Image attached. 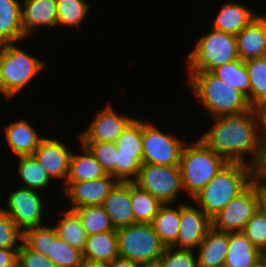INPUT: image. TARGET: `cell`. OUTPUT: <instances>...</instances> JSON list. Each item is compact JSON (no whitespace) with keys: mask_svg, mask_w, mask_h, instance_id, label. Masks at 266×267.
<instances>
[{"mask_svg":"<svg viewBox=\"0 0 266 267\" xmlns=\"http://www.w3.org/2000/svg\"><path fill=\"white\" fill-rule=\"evenodd\" d=\"M260 120L256 108L239 114L217 116L212 127L199 138L228 162L253 166L260 153Z\"/></svg>","mask_w":266,"mask_h":267,"instance_id":"cell-1","label":"cell"},{"mask_svg":"<svg viewBox=\"0 0 266 267\" xmlns=\"http://www.w3.org/2000/svg\"><path fill=\"white\" fill-rule=\"evenodd\" d=\"M186 82L203 111H207L212 118L239 114L254 108L244 93L211 71H188Z\"/></svg>","mask_w":266,"mask_h":267,"instance_id":"cell-2","label":"cell"},{"mask_svg":"<svg viewBox=\"0 0 266 267\" xmlns=\"http://www.w3.org/2000/svg\"><path fill=\"white\" fill-rule=\"evenodd\" d=\"M253 181V167L241 162L227 163L192 199L210 219Z\"/></svg>","mask_w":266,"mask_h":267,"instance_id":"cell-3","label":"cell"},{"mask_svg":"<svg viewBox=\"0 0 266 267\" xmlns=\"http://www.w3.org/2000/svg\"><path fill=\"white\" fill-rule=\"evenodd\" d=\"M227 163L200 138L186 142L179 163L185 195L192 200Z\"/></svg>","mask_w":266,"mask_h":267,"instance_id":"cell-4","label":"cell"},{"mask_svg":"<svg viewBox=\"0 0 266 267\" xmlns=\"http://www.w3.org/2000/svg\"><path fill=\"white\" fill-rule=\"evenodd\" d=\"M46 62L21 49L17 43L1 44L0 95L10 101L40 74Z\"/></svg>","mask_w":266,"mask_h":267,"instance_id":"cell-5","label":"cell"},{"mask_svg":"<svg viewBox=\"0 0 266 267\" xmlns=\"http://www.w3.org/2000/svg\"><path fill=\"white\" fill-rule=\"evenodd\" d=\"M194 49L188 53L187 71H213L225 63L239 59L236 36L211 27L197 38Z\"/></svg>","mask_w":266,"mask_h":267,"instance_id":"cell-6","label":"cell"},{"mask_svg":"<svg viewBox=\"0 0 266 267\" xmlns=\"http://www.w3.org/2000/svg\"><path fill=\"white\" fill-rule=\"evenodd\" d=\"M116 231L120 258L141 265L153 264L166 249L151 223H137Z\"/></svg>","mask_w":266,"mask_h":267,"instance_id":"cell-7","label":"cell"},{"mask_svg":"<svg viewBox=\"0 0 266 267\" xmlns=\"http://www.w3.org/2000/svg\"><path fill=\"white\" fill-rule=\"evenodd\" d=\"M133 183L149 192L162 204L182 202L177 200L181 192L184 193L179 165L163 166L143 163Z\"/></svg>","mask_w":266,"mask_h":267,"instance_id":"cell-8","label":"cell"},{"mask_svg":"<svg viewBox=\"0 0 266 267\" xmlns=\"http://www.w3.org/2000/svg\"><path fill=\"white\" fill-rule=\"evenodd\" d=\"M173 135L172 132L161 131L153 122L143 120V163L163 166L179 165L181 152L187 141Z\"/></svg>","mask_w":266,"mask_h":267,"instance_id":"cell-9","label":"cell"},{"mask_svg":"<svg viewBox=\"0 0 266 267\" xmlns=\"http://www.w3.org/2000/svg\"><path fill=\"white\" fill-rule=\"evenodd\" d=\"M115 144L117 147L115 178L119 182H133L143 164L142 120L134 118Z\"/></svg>","mask_w":266,"mask_h":267,"instance_id":"cell-10","label":"cell"},{"mask_svg":"<svg viewBox=\"0 0 266 267\" xmlns=\"http://www.w3.org/2000/svg\"><path fill=\"white\" fill-rule=\"evenodd\" d=\"M19 187H16L5 197L7 208L5 206H0V208L24 233L28 229L43 226L45 201L42 202L44 197L42 198L40 191Z\"/></svg>","mask_w":266,"mask_h":267,"instance_id":"cell-11","label":"cell"},{"mask_svg":"<svg viewBox=\"0 0 266 267\" xmlns=\"http://www.w3.org/2000/svg\"><path fill=\"white\" fill-rule=\"evenodd\" d=\"M259 209V197L254 181L233 198L211 219V227L221 232H242Z\"/></svg>","mask_w":266,"mask_h":267,"instance_id":"cell-12","label":"cell"},{"mask_svg":"<svg viewBox=\"0 0 266 267\" xmlns=\"http://www.w3.org/2000/svg\"><path fill=\"white\" fill-rule=\"evenodd\" d=\"M94 116L87 129L78 135L80 142H115L134 119L129 114H118L110 103Z\"/></svg>","mask_w":266,"mask_h":267,"instance_id":"cell-13","label":"cell"},{"mask_svg":"<svg viewBox=\"0 0 266 267\" xmlns=\"http://www.w3.org/2000/svg\"><path fill=\"white\" fill-rule=\"evenodd\" d=\"M183 201L180 202L178 238L171 247L195 250L211 228V219L191 200V203L184 198Z\"/></svg>","mask_w":266,"mask_h":267,"instance_id":"cell-14","label":"cell"},{"mask_svg":"<svg viewBox=\"0 0 266 267\" xmlns=\"http://www.w3.org/2000/svg\"><path fill=\"white\" fill-rule=\"evenodd\" d=\"M119 181L111 175L80 182L64 183L63 193L71 205L68 209H76L82 206L102 205L104 199L114 189Z\"/></svg>","mask_w":266,"mask_h":267,"instance_id":"cell-15","label":"cell"},{"mask_svg":"<svg viewBox=\"0 0 266 267\" xmlns=\"http://www.w3.org/2000/svg\"><path fill=\"white\" fill-rule=\"evenodd\" d=\"M59 139L45 137L34 151L33 156L45 168L50 177L66 183L72 149Z\"/></svg>","mask_w":266,"mask_h":267,"instance_id":"cell-16","label":"cell"},{"mask_svg":"<svg viewBox=\"0 0 266 267\" xmlns=\"http://www.w3.org/2000/svg\"><path fill=\"white\" fill-rule=\"evenodd\" d=\"M21 10L22 26L27 38L39 27L58 26L56 0H23Z\"/></svg>","mask_w":266,"mask_h":267,"instance_id":"cell-17","label":"cell"},{"mask_svg":"<svg viewBox=\"0 0 266 267\" xmlns=\"http://www.w3.org/2000/svg\"><path fill=\"white\" fill-rule=\"evenodd\" d=\"M4 139L15 157L33 155L40 142L45 138L40 136L35 127L26 119L14 120L4 127Z\"/></svg>","mask_w":266,"mask_h":267,"instance_id":"cell-18","label":"cell"},{"mask_svg":"<svg viewBox=\"0 0 266 267\" xmlns=\"http://www.w3.org/2000/svg\"><path fill=\"white\" fill-rule=\"evenodd\" d=\"M239 59L266 56V14L260 15L236 35Z\"/></svg>","mask_w":266,"mask_h":267,"instance_id":"cell-19","label":"cell"},{"mask_svg":"<svg viewBox=\"0 0 266 267\" xmlns=\"http://www.w3.org/2000/svg\"><path fill=\"white\" fill-rule=\"evenodd\" d=\"M259 16V13L245 4L225 1L221 5L216 18L213 21L212 28L224 33L237 35L247 25Z\"/></svg>","mask_w":266,"mask_h":267,"instance_id":"cell-20","label":"cell"},{"mask_svg":"<svg viewBox=\"0 0 266 267\" xmlns=\"http://www.w3.org/2000/svg\"><path fill=\"white\" fill-rule=\"evenodd\" d=\"M115 230L137 224L132 211L130 182H119L102 204Z\"/></svg>","mask_w":266,"mask_h":267,"instance_id":"cell-21","label":"cell"},{"mask_svg":"<svg viewBox=\"0 0 266 267\" xmlns=\"http://www.w3.org/2000/svg\"><path fill=\"white\" fill-rule=\"evenodd\" d=\"M229 244V232L210 228L195 249L198 267H224Z\"/></svg>","mask_w":266,"mask_h":267,"instance_id":"cell-22","label":"cell"},{"mask_svg":"<svg viewBox=\"0 0 266 267\" xmlns=\"http://www.w3.org/2000/svg\"><path fill=\"white\" fill-rule=\"evenodd\" d=\"M25 39L20 0H0V43H20Z\"/></svg>","mask_w":266,"mask_h":267,"instance_id":"cell-23","label":"cell"},{"mask_svg":"<svg viewBox=\"0 0 266 267\" xmlns=\"http://www.w3.org/2000/svg\"><path fill=\"white\" fill-rule=\"evenodd\" d=\"M119 257L117 231L87 236L83 258L88 263H110Z\"/></svg>","mask_w":266,"mask_h":267,"instance_id":"cell-24","label":"cell"},{"mask_svg":"<svg viewBox=\"0 0 266 267\" xmlns=\"http://www.w3.org/2000/svg\"><path fill=\"white\" fill-rule=\"evenodd\" d=\"M261 259L262 253L242 232H229L224 267H254Z\"/></svg>","mask_w":266,"mask_h":267,"instance_id":"cell-25","label":"cell"},{"mask_svg":"<svg viewBox=\"0 0 266 267\" xmlns=\"http://www.w3.org/2000/svg\"><path fill=\"white\" fill-rule=\"evenodd\" d=\"M151 224L161 242L166 247H171L178 238L180 203L162 204Z\"/></svg>","mask_w":266,"mask_h":267,"instance_id":"cell-26","label":"cell"},{"mask_svg":"<svg viewBox=\"0 0 266 267\" xmlns=\"http://www.w3.org/2000/svg\"><path fill=\"white\" fill-rule=\"evenodd\" d=\"M80 148L83 153L72 152L70 170L66 182L89 181L104 177L106 173L96 158L81 143Z\"/></svg>","mask_w":266,"mask_h":267,"instance_id":"cell-27","label":"cell"},{"mask_svg":"<svg viewBox=\"0 0 266 267\" xmlns=\"http://www.w3.org/2000/svg\"><path fill=\"white\" fill-rule=\"evenodd\" d=\"M16 158L18 163V177L22 181L21 187L36 191L49 188L53 179L33 155L19 156Z\"/></svg>","mask_w":266,"mask_h":267,"instance_id":"cell-28","label":"cell"},{"mask_svg":"<svg viewBox=\"0 0 266 267\" xmlns=\"http://www.w3.org/2000/svg\"><path fill=\"white\" fill-rule=\"evenodd\" d=\"M59 213L62 214V217L58 221L56 220L57 224L53 226L58 237L66 241L70 246L83 251L88 235L82 226L79 216L71 209L60 210Z\"/></svg>","mask_w":266,"mask_h":267,"instance_id":"cell-29","label":"cell"},{"mask_svg":"<svg viewBox=\"0 0 266 267\" xmlns=\"http://www.w3.org/2000/svg\"><path fill=\"white\" fill-rule=\"evenodd\" d=\"M49 259L56 267H83L85 264L83 251L70 246L58 237L53 225L51 226V247Z\"/></svg>","mask_w":266,"mask_h":267,"instance_id":"cell-30","label":"cell"},{"mask_svg":"<svg viewBox=\"0 0 266 267\" xmlns=\"http://www.w3.org/2000/svg\"><path fill=\"white\" fill-rule=\"evenodd\" d=\"M130 198L136 223H152L162 203L133 182H130Z\"/></svg>","mask_w":266,"mask_h":267,"instance_id":"cell-31","label":"cell"},{"mask_svg":"<svg viewBox=\"0 0 266 267\" xmlns=\"http://www.w3.org/2000/svg\"><path fill=\"white\" fill-rule=\"evenodd\" d=\"M58 26L79 29L91 8L86 0H56Z\"/></svg>","mask_w":266,"mask_h":267,"instance_id":"cell-32","label":"cell"},{"mask_svg":"<svg viewBox=\"0 0 266 267\" xmlns=\"http://www.w3.org/2000/svg\"><path fill=\"white\" fill-rule=\"evenodd\" d=\"M73 210L79 216L88 236L115 230L102 205L82 206Z\"/></svg>","mask_w":266,"mask_h":267,"instance_id":"cell-33","label":"cell"},{"mask_svg":"<svg viewBox=\"0 0 266 267\" xmlns=\"http://www.w3.org/2000/svg\"><path fill=\"white\" fill-rule=\"evenodd\" d=\"M212 73L244 93L250 102V78L244 61L237 59L231 63H225L215 68Z\"/></svg>","mask_w":266,"mask_h":267,"instance_id":"cell-34","label":"cell"},{"mask_svg":"<svg viewBox=\"0 0 266 267\" xmlns=\"http://www.w3.org/2000/svg\"><path fill=\"white\" fill-rule=\"evenodd\" d=\"M244 62L250 78V104L255 108L266 97V56Z\"/></svg>","mask_w":266,"mask_h":267,"instance_id":"cell-35","label":"cell"},{"mask_svg":"<svg viewBox=\"0 0 266 267\" xmlns=\"http://www.w3.org/2000/svg\"><path fill=\"white\" fill-rule=\"evenodd\" d=\"M100 163L107 175L115 178L117 147L115 142H80Z\"/></svg>","mask_w":266,"mask_h":267,"instance_id":"cell-36","label":"cell"},{"mask_svg":"<svg viewBox=\"0 0 266 267\" xmlns=\"http://www.w3.org/2000/svg\"><path fill=\"white\" fill-rule=\"evenodd\" d=\"M242 233L261 253L266 251V215L258 209L245 225Z\"/></svg>","mask_w":266,"mask_h":267,"instance_id":"cell-37","label":"cell"},{"mask_svg":"<svg viewBox=\"0 0 266 267\" xmlns=\"http://www.w3.org/2000/svg\"><path fill=\"white\" fill-rule=\"evenodd\" d=\"M160 267H198L194 249H178L166 247L157 261Z\"/></svg>","mask_w":266,"mask_h":267,"instance_id":"cell-38","label":"cell"},{"mask_svg":"<svg viewBox=\"0 0 266 267\" xmlns=\"http://www.w3.org/2000/svg\"><path fill=\"white\" fill-rule=\"evenodd\" d=\"M48 223L40 227L26 230L23 233V242L32 250L46 256H50L51 225Z\"/></svg>","mask_w":266,"mask_h":267,"instance_id":"cell-39","label":"cell"},{"mask_svg":"<svg viewBox=\"0 0 266 267\" xmlns=\"http://www.w3.org/2000/svg\"><path fill=\"white\" fill-rule=\"evenodd\" d=\"M22 242L23 232L0 208V248H20Z\"/></svg>","mask_w":266,"mask_h":267,"instance_id":"cell-40","label":"cell"},{"mask_svg":"<svg viewBox=\"0 0 266 267\" xmlns=\"http://www.w3.org/2000/svg\"><path fill=\"white\" fill-rule=\"evenodd\" d=\"M17 262L21 267H56L48 257L30 249L24 242L18 250Z\"/></svg>","mask_w":266,"mask_h":267,"instance_id":"cell-41","label":"cell"},{"mask_svg":"<svg viewBox=\"0 0 266 267\" xmlns=\"http://www.w3.org/2000/svg\"><path fill=\"white\" fill-rule=\"evenodd\" d=\"M253 167L254 183L266 184V148H260V153Z\"/></svg>","mask_w":266,"mask_h":267,"instance_id":"cell-42","label":"cell"},{"mask_svg":"<svg viewBox=\"0 0 266 267\" xmlns=\"http://www.w3.org/2000/svg\"><path fill=\"white\" fill-rule=\"evenodd\" d=\"M19 248H0V267H12L18 260Z\"/></svg>","mask_w":266,"mask_h":267,"instance_id":"cell-43","label":"cell"},{"mask_svg":"<svg viewBox=\"0 0 266 267\" xmlns=\"http://www.w3.org/2000/svg\"><path fill=\"white\" fill-rule=\"evenodd\" d=\"M259 197V209L266 215V184L254 183Z\"/></svg>","mask_w":266,"mask_h":267,"instance_id":"cell-44","label":"cell"},{"mask_svg":"<svg viewBox=\"0 0 266 267\" xmlns=\"http://www.w3.org/2000/svg\"><path fill=\"white\" fill-rule=\"evenodd\" d=\"M109 267H141V264L123 258H116L108 263Z\"/></svg>","mask_w":266,"mask_h":267,"instance_id":"cell-45","label":"cell"},{"mask_svg":"<svg viewBox=\"0 0 266 267\" xmlns=\"http://www.w3.org/2000/svg\"><path fill=\"white\" fill-rule=\"evenodd\" d=\"M260 148H266V118L260 120Z\"/></svg>","mask_w":266,"mask_h":267,"instance_id":"cell-46","label":"cell"},{"mask_svg":"<svg viewBox=\"0 0 266 267\" xmlns=\"http://www.w3.org/2000/svg\"><path fill=\"white\" fill-rule=\"evenodd\" d=\"M255 108L260 118H266V97Z\"/></svg>","mask_w":266,"mask_h":267,"instance_id":"cell-47","label":"cell"},{"mask_svg":"<svg viewBox=\"0 0 266 267\" xmlns=\"http://www.w3.org/2000/svg\"><path fill=\"white\" fill-rule=\"evenodd\" d=\"M83 267H109L107 263H88L85 262Z\"/></svg>","mask_w":266,"mask_h":267,"instance_id":"cell-48","label":"cell"},{"mask_svg":"<svg viewBox=\"0 0 266 267\" xmlns=\"http://www.w3.org/2000/svg\"><path fill=\"white\" fill-rule=\"evenodd\" d=\"M254 267H266V263L261 259Z\"/></svg>","mask_w":266,"mask_h":267,"instance_id":"cell-49","label":"cell"},{"mask_svg":"<svg viewBox=\"0 0 266 267\" xmlns=\"http://www.w3.org/2000/svg\"><path fill=\"white\" fill-rule=\"evenodd\" d=\"M141 267H160L158 265V263H153V264H144V265H141Z\"/></svg>","mask_w":266,"mask_h":267,"instance_id":"cell-50","label":"cell"},{"mask_svg":"<svg viewBox=\"0 0 266 267\" xmlns=\"http://www.w3.org/2000/svg\"><path fill=\"white\" fill-rule=\"evenodd\" d=\"M262 259H263V261L266 263V251H264V252L262 253Z\"/></svg>","mask_w":266,"mask_h":267,"instance_id":"cell-51","label":"cell"},{"mask_svg":"<svg viewBox=\"0 0 266 267\" xmlns=\"http://www.w3.org/2000/svg\"><path fill=\"white\" fill-rule=\"evenodd\" d=\"M12 267H21V265L17 262Z\"/></svg>","mask_w":266,"mask_h":267,"instance_id":"cell-52","label":"cell"}]
</instances>
